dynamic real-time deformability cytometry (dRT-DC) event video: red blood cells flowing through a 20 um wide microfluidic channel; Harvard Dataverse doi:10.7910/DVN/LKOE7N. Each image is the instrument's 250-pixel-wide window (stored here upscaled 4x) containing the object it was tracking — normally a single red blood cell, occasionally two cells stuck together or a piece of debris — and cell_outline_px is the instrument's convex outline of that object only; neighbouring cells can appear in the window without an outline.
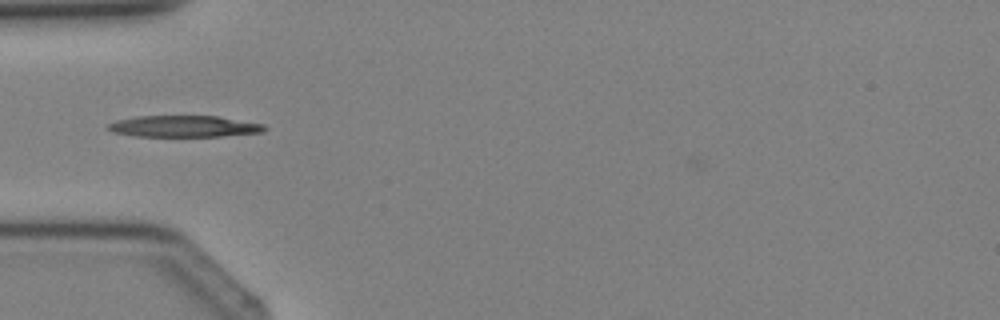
{"species": "Egyptian fruit bat (a non-hibernating species)", "species_latin": "Rousettus aegyptiacus", "temperature_condition": "cold", "stored_images_in_passage": 3, "camera_frame_rate_fps": 3000, "um_per_image_px": 0.085, "animal": {"sex": "female"}, "frame": {"image": 1, "passage_image": 3, "time_ms": 2.333, "image_size_px": [1000, 320], "cell_outline_px": [[268, 128], [264, 132], [220, 136], [136, 136], [112, 132], [108, 128], [108, 124], [116, 120], [136, 116], [216, 116], [264, 124]], "centroid_in_image_um": [15.65, 10.73], "position_along_channel_um": 69.4, "area_um2": 19.48}}